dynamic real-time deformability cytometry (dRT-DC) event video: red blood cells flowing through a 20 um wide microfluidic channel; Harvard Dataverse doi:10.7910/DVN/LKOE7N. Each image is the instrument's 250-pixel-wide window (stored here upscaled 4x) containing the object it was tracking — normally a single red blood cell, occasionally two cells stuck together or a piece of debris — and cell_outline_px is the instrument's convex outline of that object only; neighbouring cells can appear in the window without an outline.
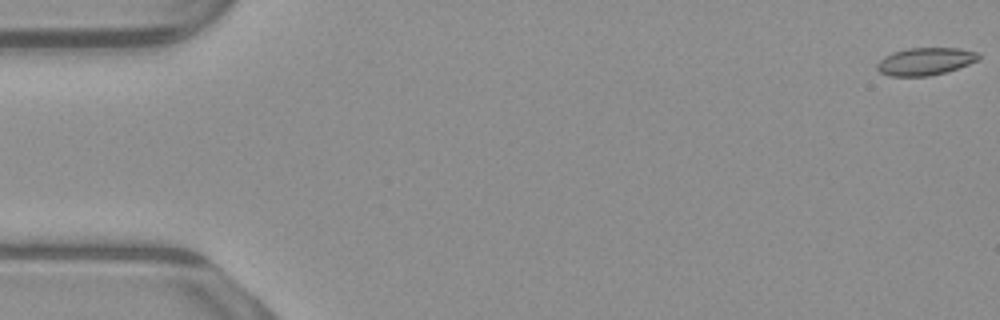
{"species": "common noctule bat (a hibernating species)", "species_latin": "Nyctalus noctula", "temperature_condition": "warm", "stored_images_in_passage": 53, "camera_frame_rate_fps": 3000, "um_per_image_px": 0.085, "animal": {"sex": "male", "body_mass_g": 23.1, "forearm_length_mm": 52.7}, "frame": {"image": 1, "passage_image": 1, "time_ms": 0.0, "image_size_px": [1000, 320], "cell_outline_px": [[980, 60], [944, 72], [928, 76], [888, 76], [880, 72], [876, 68], [876, 64], [884, 56], [892, 52], [908, 48], [960, 48], [980, 52]], "centroid_in_image_um": [78.65, 5.21], "position_along_channel_um": 6.4, "area_um2": 16.36}}
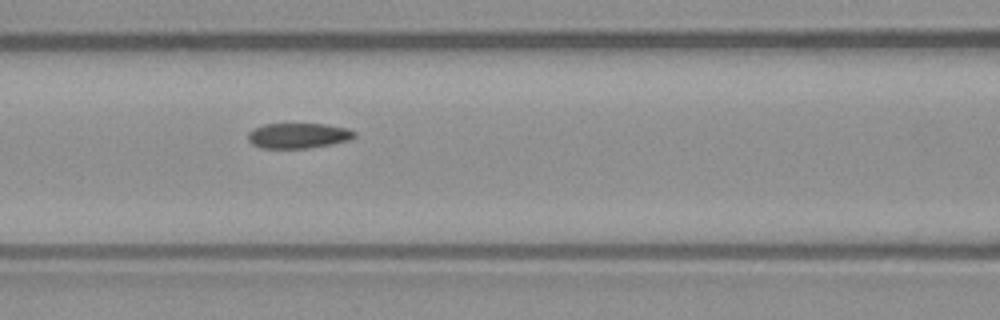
{"frame": {"image": 2, "passage_image": 23, "time_ms": 7.333, "image_size_px": [1000, 320], "cell_outline_px": [[356, 136], [348, 140], [332, 144], [308, 148], [260, 148], [252, 144], [248, 140], [248, 132], [264, 124], [324, 124], [348, 128], [356, 132]], "centroid_in_image_um": [25.36, 11.53], "position_along_channel_um": 141.2, "area_um2": 15.66}}
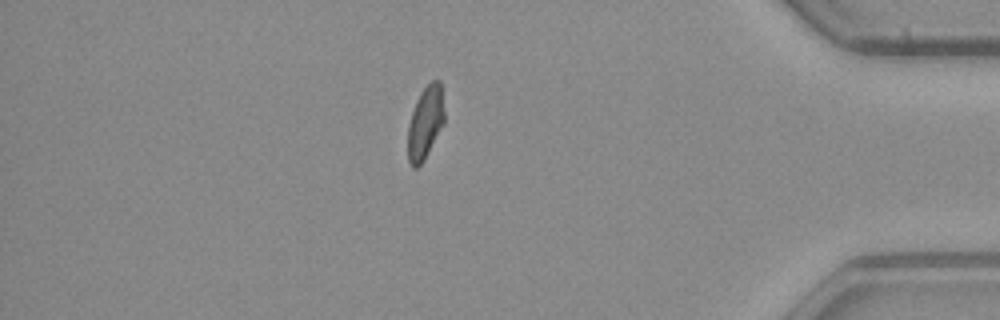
{"frame": {"image": 3, "passage_image": 46, "time_ms": 15.0, "image_size_px": [1000, 320], "cell_outline_px": [[444, 124], [424, 160], [416, 168], [412, 168], [408, 160], [408, 124], [416, 100], [420, 92], [432, 80], [440, 80], [444, 112]], "centroid_in_image_um": [36.15, 10.43], "position_along_channel_um": 399.1, "area_um2": 15.49}, "authors_computed_cell_mechanics": {"area_um2": 16.2996, "velocity_mm_per_s": 3.9088, "shape_relaxation_time_tau1_ms": null, "shape_relaxation_time_tau2_ms": 2.5978, "deformation_change_tau1": null, "deformation_change_tau2": 0.0786}}